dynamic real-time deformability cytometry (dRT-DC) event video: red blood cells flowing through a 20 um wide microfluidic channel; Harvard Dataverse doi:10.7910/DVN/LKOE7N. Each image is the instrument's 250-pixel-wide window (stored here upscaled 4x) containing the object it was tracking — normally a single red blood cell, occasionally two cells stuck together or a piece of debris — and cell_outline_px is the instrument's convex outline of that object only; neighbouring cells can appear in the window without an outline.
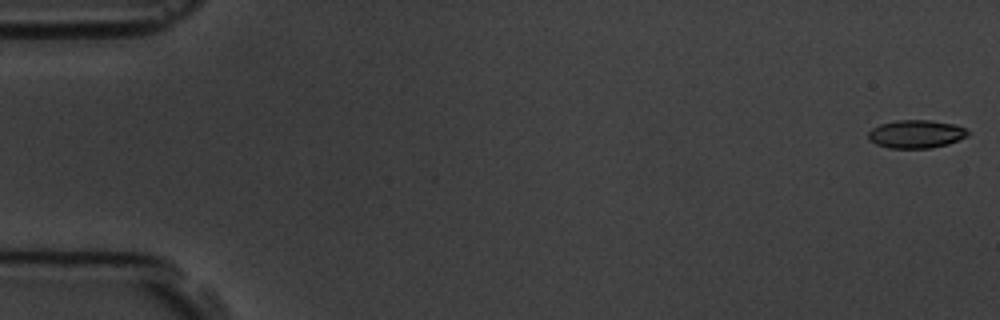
{"species": "common noctule bat (a hibernating species)", "species_latin": "Nyctalus noctula", "temperature_condition": "room temperature", "stored_images_in_passage": 11, "camera_frame_rate_fps": 3000, "um_per_image_px": 0.085, "animal": {"sex": "male", "body_mass_g": 19.5, "forearm_length_mm": 54.6}, "frame": {"image": 1, "passage_image": 1, "time_ms": 0.0, "image_size_px": [1000, 320], "cell_outline_px": [[968, 136], [948, 144], [932, 148], [888, 148], [876, 144], [868, 140], [868, 132], [872, 128], [880, 124], [896, 120], [928, 120], [956, 124], [964, 128], [968, 132]], "centroid_in_image_um": [77.85, 11.39], "position_along_channel_um": 7.2, "area_um2": 16.42}}
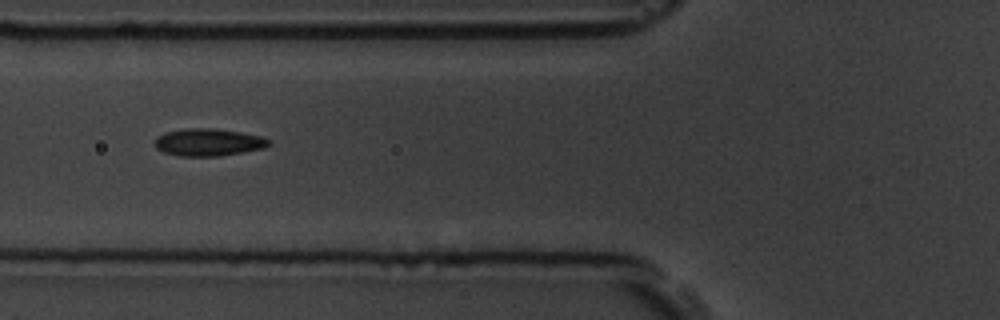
{"frame": {"image": 2, "passage_image": 6, "time_ms": 6.667, "image_size_px": [1000, 320], "cell_outline_px": [[272, 144], [264, 148], [244, 152], [220, 156], [180, 156], [164, 152], [156, 148], [156, 136], [164, 132], [188, 128], [212, 128], [240, 132], [260, 136], [272, 140]], "centroid_in_image_um": [17.74, 12.09], "position_along_channel_um": 108.1, "area_um2": 18.26}}
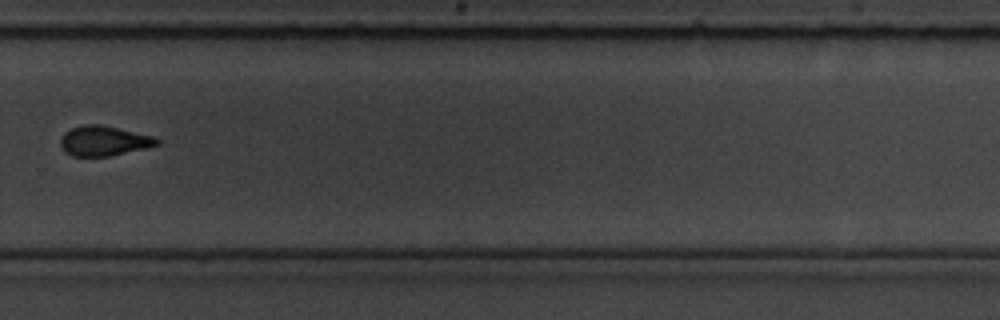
{"frame": {"image": 3, "passage_image": 11, "time_ms": 12.333, "image_size_px": [1000, 320], "cell_outline_px": [[160, 144], [144, 148], [108, 156], [72, 156], [64, 152], [60, 144], [60, 140], [64, 132], [72, 128], [84, 124], [100, 124], [156, 136], [160, 140]], "centroid_in_image_um": [8.82, 11.96], "position_along_channel_um": 321.0, "area_um2": 16.88}}